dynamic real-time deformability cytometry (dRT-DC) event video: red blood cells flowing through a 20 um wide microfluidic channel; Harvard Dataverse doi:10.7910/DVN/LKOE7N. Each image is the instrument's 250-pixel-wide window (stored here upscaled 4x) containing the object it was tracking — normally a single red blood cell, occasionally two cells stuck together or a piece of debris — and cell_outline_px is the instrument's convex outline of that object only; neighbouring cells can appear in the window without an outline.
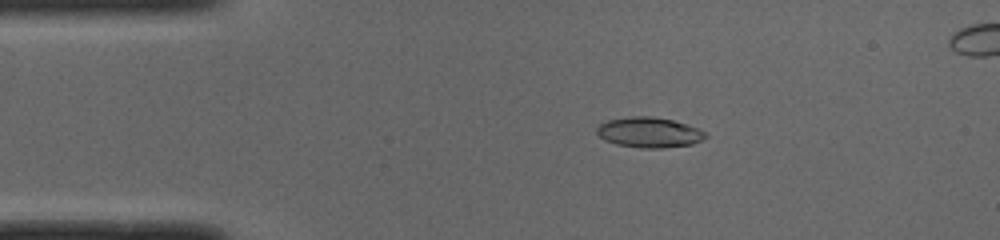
{"species": "common noctule bat (a hibernating species)", "species_latin": "Nyctalus noctula", "temperature_condition": "cold", "stored_images_in_passage": 46, "camera_frame_rate_fps": 3000, "um_per_image_px": 0.085, "animal": {"sex": "male", "body_mass_g": 19.0, "forearm_length_mm": 50.8}, "frame": {"image": 1, "passage_image": 6, "time_ms": 1.667, "image_size_px": [1000, 240], "cell_outline_px": [[708, 136], [692, 144], [660, 148], [640, 148], [616, 144], [604, 140], [596, 132], [596, 128], [600, 124], [608, 120], [632, 116], [652, 116], [672, 120], [696, 128], [704, 132]], "centroid_in_image_um": [55.13, 11.26], "position_along_channel_um": 29.9, "area_um2": 18.96}}
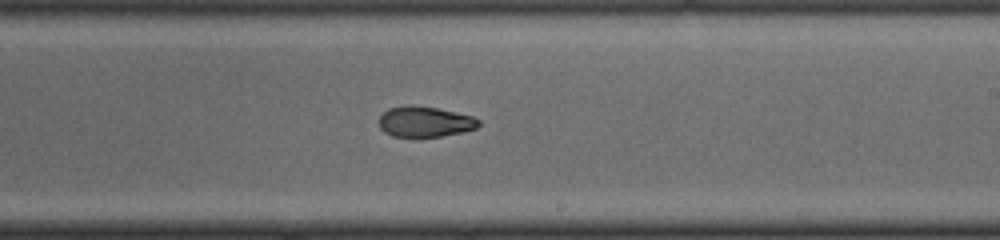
{"frame": {"image": 2, "passage_image": 26, "time_ms": 8.333, "image_size_px": [1000, 240], "cell_outline_px": [[480, 124], [476, 128], [460, 132], [440, 136], [392, 136], [384, 132], [380, 128], [380, 116], [388, 108], [436, 108], [472, 116], [480, 120]], "centroid_in_image_um": [36.14, 10.38], "position_along_channel_um": 252.9, "area_um2": 16.82}}
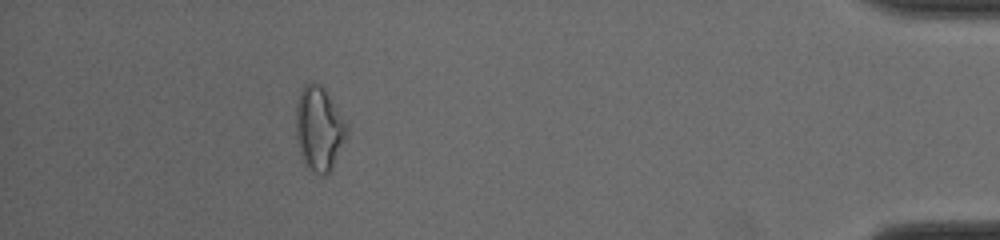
{"frame": {"image": 3, "passage_image": 42, "time_ms": 13.667, "image_size_px": [1000, 240], "cell_outline_px": [[348, 132], [332, 168], [324, 176], [312, 172], [304, 164], [300, 156], [296, 136], [296, 104], [300, 92], [304, 84], [308, 80], [312, 80], [320, 84], [324, 88], [348, 120]], "centroid_in_image_um": [27.13, 10.89], "position_along_channel_um": 408.1, "area_um2": 25.61}, "authors_computed_cell_mechanics": {"area_um2": 18.785, "velocity_mm_per_s": 3.9997, "shape_relaxation_time_tau1_ms": null, "shape_relaxation_time_tau2_ms": 2.7804, "deformation_change_tau1": null, "deformation_change_tau2": 0.0782}}